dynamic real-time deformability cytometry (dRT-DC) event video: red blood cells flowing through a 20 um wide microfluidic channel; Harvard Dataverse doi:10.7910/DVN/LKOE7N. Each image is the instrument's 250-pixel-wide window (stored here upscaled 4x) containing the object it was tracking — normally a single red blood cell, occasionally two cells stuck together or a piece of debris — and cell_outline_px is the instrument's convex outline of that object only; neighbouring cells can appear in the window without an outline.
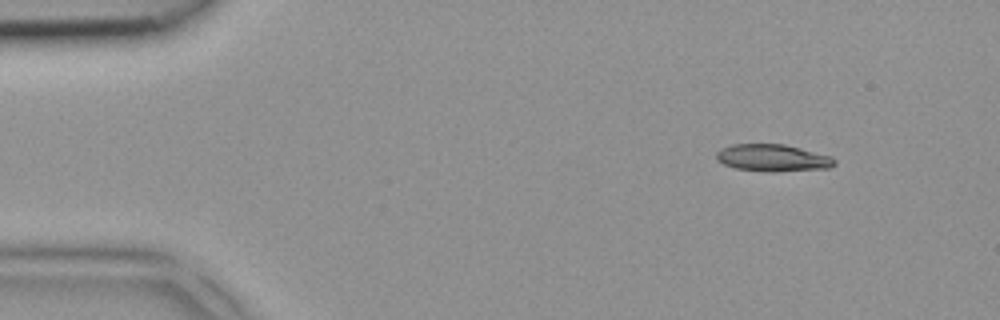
{"species": "common noctule bat (a hibernating species)", "species_latin": "Nyctalus noctula", "temperature_condition": "room temperature", "stored_images_in_passage": 2, "camera_frame_rate_fps": 3000, "um_per_image_px": 0.085, "animal": {"sex": "female", "body_mass_g": 18.4}, "frame": {"image": 1, "passage_image": 1, "time_ms": 0.0, "image_size_px": [1000, 320], "cell_outline_px": [[836, 164], [828, 168], [772, 172], [736, 168], [724, 164], [716, 160], [716, 152], [720, 148], [732, 144], [784, 144], [832, 156], [836, 160]], "centroid_in_image_um": [65.67, 13.41], "position_along_channel_um": 19.3, "area_um2": 18.67}}